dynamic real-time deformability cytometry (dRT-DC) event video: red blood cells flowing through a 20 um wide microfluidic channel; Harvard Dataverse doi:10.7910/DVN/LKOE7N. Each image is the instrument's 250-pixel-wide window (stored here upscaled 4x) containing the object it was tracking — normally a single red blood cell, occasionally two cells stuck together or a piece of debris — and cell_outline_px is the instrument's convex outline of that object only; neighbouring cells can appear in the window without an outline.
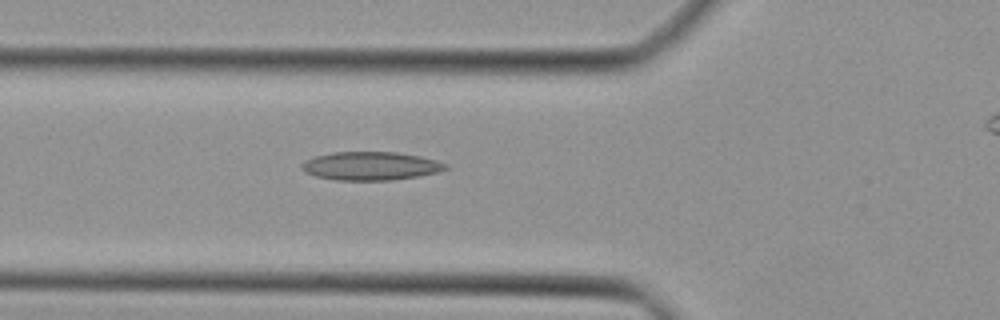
{"species": "Egyptian fruit bat (a non-hibernating species)", "species_latin": "Rousettus aegyptiacus", "temperature_condition": "cold", "stored_images_in_passage": 3, "camera_frame_rate_fps": 3000, "um_per_image_px": 0.085, "animal": {"sex": "female"}, "frame": {"image": 1, "passage_image": 3, "time_ms": 0.667, "image_size_px": [1000, 320], "cell_outline_px": [[448, 168], [440, 172], [392, 180], [336, 180], [316, 176], [304, 172], [300, 168], [300, 164], [304, 160], [316, 156], [332, 152], [396, 152], [420, 156], [436, 160], [448, 164]], "centroid_in_image_um": [31.49, 14.1], "position_along_channel_um": 94.3, "area_um2": 23.93}}